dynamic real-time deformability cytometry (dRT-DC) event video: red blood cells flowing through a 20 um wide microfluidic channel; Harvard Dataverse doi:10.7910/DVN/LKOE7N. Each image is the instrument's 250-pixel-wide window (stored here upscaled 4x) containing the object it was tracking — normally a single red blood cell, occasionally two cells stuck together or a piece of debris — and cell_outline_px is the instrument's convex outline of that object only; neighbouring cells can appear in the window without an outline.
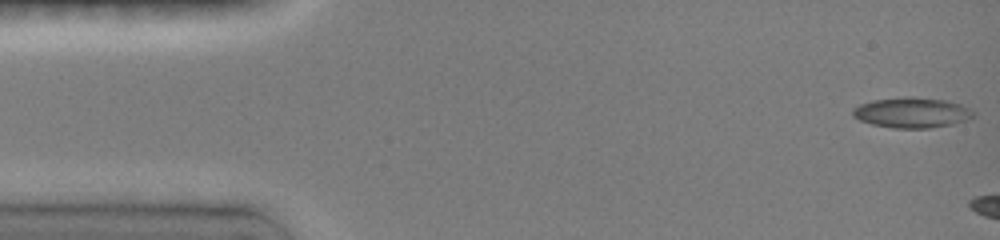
{"species": "common noctule bat (a hibernating species)", "species_latin": "Nyctalus noctula", "temperature_condition": "room temperature", "stored_images_in_passage": 4, "camera_frame_rate_fps": 3000, "um_per_image_px": 0.085, "animal": {"sex": "female", "body_mass_g": 19.0, "forearm_length_mm": 51.5}, "frame": {"image": 1, "passage_image": 1, "time_ms": 0.0, "image_size_px": [1000, 240], "cell_outline_px": [[976, 112], [972, 116], [964, 120], [952, 124], [928, 128], [892, 128], [872, 124], [860, 120], [852, 116], [852, 108], [860, 104], [872, 100], [908, 96], [912, 96], [944, 100], [960, 104]], "centroid_in_image_um": [77.46, 9.56], "position_along_channel_um": 7.5, "area_um2": 21.27}}